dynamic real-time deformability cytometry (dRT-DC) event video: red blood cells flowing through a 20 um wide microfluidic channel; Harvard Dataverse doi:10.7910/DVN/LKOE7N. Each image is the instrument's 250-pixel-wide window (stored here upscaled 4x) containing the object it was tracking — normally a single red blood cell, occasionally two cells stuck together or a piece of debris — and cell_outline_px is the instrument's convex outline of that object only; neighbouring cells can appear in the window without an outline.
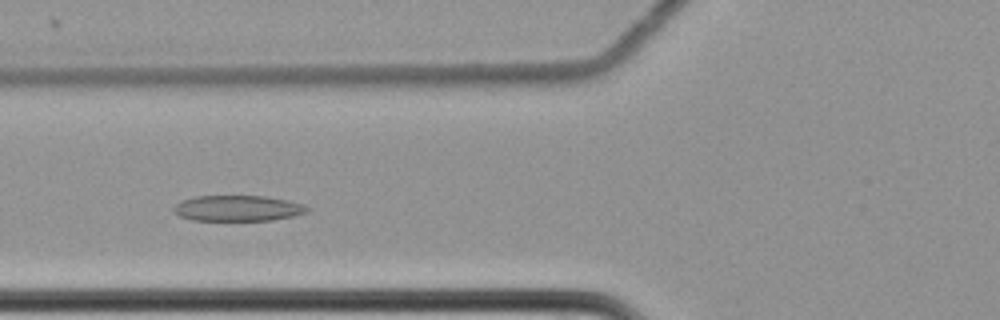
{"species": "common noctule bat (a hibernating species)", "species_latin": "Nyctalus noctula", "temperature_condition": "cold", "stored_images_in_passage": 47, "camera_frame_rate_fps": 3000, "um_per_image_px": 0.085, "animal": {"sex": "female", "body_mass_g": 22.7, "forearm_length_mm": 54.2}, "frame": {"image": 1, "passage_image": 11, "time_ms": 3.333, "image_size_px": [1000, 320], "cell_outline_px": [[308, 212], [292, 216], [272, 220], [192, 220], [180, 216], [172, 212], [172, 208], [176, 204], [184, 200], [196, 196], [264, 196], [288, 200], [304, 204], [308, 208]], "centroid_in_image_um": [20.2, 17.7], "position_along_channel_um": 105.6, "area_um2": 19.94}}
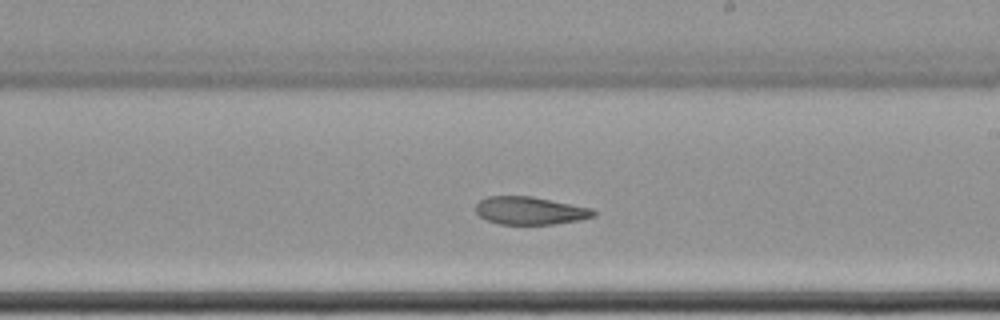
{"frame": {"image": 2, "passage_image": 23, "time_ms": 7.333, "image_size_px": [1000, 320], "cell_outline_px": [[596, 216], [580, 220], [552, 224], [500, 224], [488, 220], [480, 216], [476, 212], [476, 204], [480, 200], [488, 196], [532, 196], [592, 208], [596, 212]], "centroid_in_image_um": [45.07, 17.9], "position_along_channel_um": 243.9, "area_um2": 19.07}}
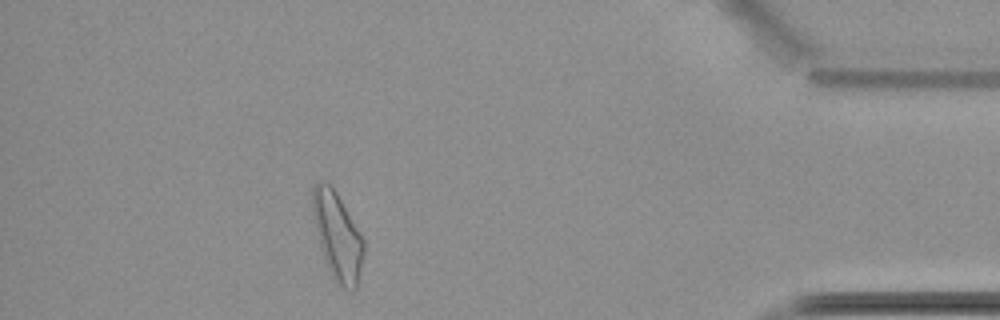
{"frame": {"image": 3, "passage_image": 41, "time_ms": 13.333, "image_size_px": [1000, 320], "cell_outline_px": [[364, 256], [356, 288], [352, 292], [336, 284], [328, 268], [320, 244], [312, 212], [312, 188], [316, 180], [320, 180], [328, 184], [336, 192], [360, 232], [364, 240]], "centroid_in_image_um": [28.69, 20.08], "position_along_channel_um": 406.5, "area_um2": 25.84}, "authors_computed_cell_mechanics": {"area_um2": 21.4438, "velocity_mm_per_s": 3.466, "shape_relaxation_time_tau1_ms": null, "shape_relaxation_time_tau2_ms": 5.5682, "deformation_change_tau1": null, "deformation_change_tau2": 0.0973}}